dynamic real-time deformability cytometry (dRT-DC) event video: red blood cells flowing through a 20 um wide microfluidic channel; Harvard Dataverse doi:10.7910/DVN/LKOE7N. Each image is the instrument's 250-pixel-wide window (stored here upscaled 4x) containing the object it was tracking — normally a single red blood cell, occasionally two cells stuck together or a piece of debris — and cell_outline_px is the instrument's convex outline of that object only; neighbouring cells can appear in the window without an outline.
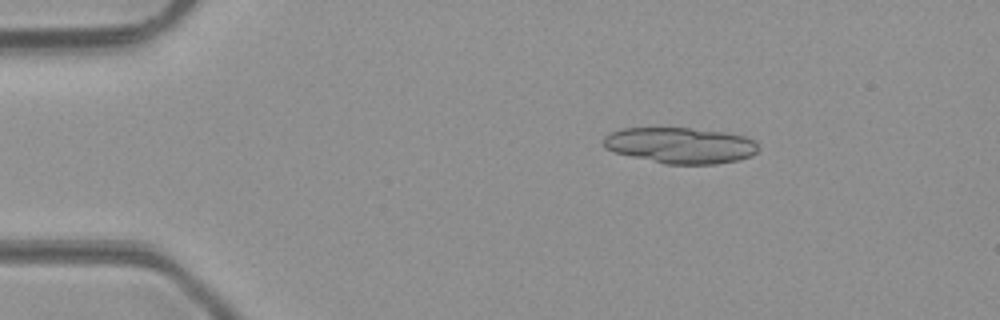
{"species": "common noctule bat (a hibernating species)", "species_latin": "Nyctalus noctula", "temperature_condition": "room temperature", "stored_images_in_passage": 2, "camera_frame_rate_fps": 3000, "um_per_image_px": 0.085, "animal": {"sex": "male", "body_mass_g": 23.1, "forearm_length_mm": 52.7}, "frame": {"image": 1, "passage_image": 1, "time_ms": 0.0, "image_size_px": [1000, 320], "cell_outline_px": [[760, 148], [752, 156], [736, 160], [716, 164], [664, 164], [616, 152], [604, 148], [604, 136], [612, 132], [624, 128], [692, 128], [724, 132], [744, 136], [752, 140]], "centroid_in_image_um": [57.84, 12.36], "position_along_channel_um": 27.2, "area_um2": 32.25}}